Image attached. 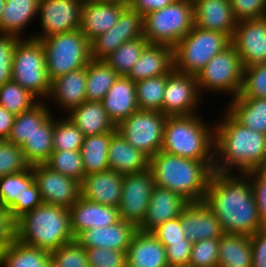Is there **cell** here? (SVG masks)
Instances as JSON below:
<instances>
[{
    "label": "cell",
    "mask_w": 266,
    "mask_h": 267,
    "mask_svg": "<svg viewBox=\"0 0 266 267\" xmlns=\"http://www.w3.org/2000/svg\"><path fill=\"white\" fill-rule=\"evenodd\" d=\"M204 202L220 221L224 234L251 236L264 228L248 173L214 171Z\"/></svg>",
    "instance_id": "6da1fadb"
},
{
    "label": "cell",
    "mask_w": 266,
    "mask_h": 267,
    "mask_svg": "<svg viewBox=\"0 0 266 267\" xmlns=\"http://www.w3.org/2000/svg\"><path fill=\"white\" fill-rule=\"evenodd\" d=\"M215 123L213 171L243 172L266 167V134L242 126L223 109Z\"/></svg>",
    "instance_id": "7a4b0ae2"
},
{
    "label": "cell",
    "mask_w": 266,
    "mask_h": 267,
    "mask_svg": "<svg viewBox=\"0 0 266 267\" xmlns=\"http://www.w3.org/2000/svg\"><path fill=\"white\" fill-rule=\"evenodd\" d=\"M155 186L171 190L189 202L204 201L213 170L203 161L171 155L163 151L149 158Z\"/></svg>",
    "instance_id": "3957f363"
},
{
    "label": "cell",
    "mask_w": 266,
    "mask_h": 267,
    "mask_svg": "<svg viewBox=\"0 0 266 267\" xmlns=\"http://www.w3.org/2000/svg\"><path fill=\"white\" fill-rule=\"evenodd\" d=\"M202 115L168 116L160 151L203 161L213 170L215 123L210 124Z\"/></svg>",
    "instance_id": "277c9868"
},
{
    "label": "cell",
    "mask_w": 266,
    "mask_h": 267,
    "mask_svg": "<svg viewBox=\"0 0 266 267\" xmlns=\"http://www.w3.org/2000/svg\"><path fill=\"white\" fill-rule=\"evenodd\" d=\"M16 239L48 252L75 240L70 229V210L42 203L16 221Z\"/></svg>",
    "instance_id": "5b68a950"
},
{
    "label": "cell",
    "mask_w": 266,
    "mask_h": 267,
    "mask_svg": "<svg viewBox=\"0 0 266 267\" xmlns=\"http://www.w3.org/2000/svg\"><path fill=\"white\" fill-rule=\"evenodd\" d=\"M11 80L25 88L39 101H47L51 92L45 53L40 40L19 39L12 58Z\"/></svg>",
    "instance_id": "8992f818"
},
{
    "label": "cell",
    "mask_w": 266,
    "mask_h": 267,
    "mask_svg": "<svg viewBox=\"0 0 266 267\" xmlns=\"http://www.w3.org/2000/svg\"><path fill=\"white\" fill-rule=\"evenodd\" d=\"M194 25V7L191 0H177L143 16L144 38L150 44H163L174 48Z\"/></svg>",
    "instance_id": "52a82bcc"
},
{
    "label": "cell",
    "mask_w": 266,
    "mask_h": 267,
    "mask_svg": "<svg viewBox=\"0 0 266 267\" xmlns=\"http://www.w3.org/2000/svg\"><path fill=\"white\" fill-rule=\"evenodd\" d=\"M43 44L50 81L84 68L92 60L90 41L80 29L39 39Z\"/></svg>",
    "instance_id": "ba28073f"
},
{
    "label": "cell",
    "mask_w": 266,
    "mask_h": 267,
    "mask_svg": "<svg viewBox=\"0 0 266 267\" xmlns=\"http://www.w3.org/2000/svg\"><path fill=\"white\" fill-rule=\"evenodd\" d=\"M230 44L227 35L194 25L174 47V69L181 73L197 75L210 59Z\"/></svg>",
    "instance_id": "9c48e42d"
},
{
    "label": "cell",
    "mask_w": 266,
    "mask_h": 267,
    "mask_svg": "<svg viewBox=\"0 0 266 267\" xmlns=\"http://www.w3.org/2000/svg\"><path fill=\"white\" fill-rule=\"evenodd\" d=\"M243 70L241 58L230 44L196 75L202 97L209 92L226 94L230 99L237 97L241 91Z\"/></svg>",
    "instance_id": "30bf717a"
},
{
    "label": "cell",
    "mask_w": 266,
    "mask_h": 267,
    "mask_svg": "<svg viewBox=\"0 0 266 267\" xmlns=\"http://www.w3.org/2000/svg\"><path fill=\"white\" fill-rule=\"evenodd\" d=\"M167 117L162 112L139 109L116 129L130 145L151 158L161 150Z\"/></svg>",
    "instance_id": "8fae6325"
},
{
    "label": "cell",
    "mask_w": 266,
    "mask_h": 267,
    "mask_svg": "<svg viewBox=\"0 0 266 267\" xmlns=\"http://www.w3.org/2000/svg\"><path fill=\"white\" fill-rule=\"evenodd\" d=\"M42 203L32 166L0 177V206L6 207L15 221Z\"/></svg>",
    "instance_id": "7c38bea8"
},
{
    "label": "cell",
    "mask_w": 266,
    "mask_h": 267,
    "mask_svg": "<svg viewBox=\"0 0 266 267\" xmlns=\"http://www.w3.org/2000/svg\"><path fill=\"white\" fill-rule=\"evenodd\" d=\"M203 100L196 75L181 73L175 69L166 75L162 103L164 115L188 116L199 113Z\"/></svg>",
    "instance_id": "4fadbf2b"
},
{
    "label": "cell",
    "mask_w": 266,
    "mask_h": 267,
    "mask_svg": "<svg viewBox=\"0 0 266 267\" xmlns=\"http://www.w3.org/2000/svg\"><path fill=\"white\" fill-rule=\"evenodd\" d=\"M83 1L40 0L37 22L41 33L34 32L31 38L39 40L79 29Z\"/></svg>",
    "instance_id": "5bb4252c"
},
{
    "label": "cell",
    "mask_w": 266,
    "mask_h": 267,
    "mask_svg": "<svg viewBox=\"0 0 266 267\" xmlns=\"http://www.w3.org/2000/svg\"><path fill=\"white\" fill-rule=\"evenodd\" d=\"M154 186V178L149 169L144 172L125 174L118 206L120 219L138 227L146 215Z\"/></svg>",
    "instance_id": "9a60e30c"
},
{
    "label": "cell",
    "mask_w": 266,
    "mask_h": 267,
    "mask_svg": "<svg viewBox=\"0 0 266 267\" xmlns=\"http://www.w3.org/2000/svg\"><path fill=\"white\" fill-rule=\"evenodd\" d=\"M142 37L143 16L128 5L112 28L90 41L91 58L104 60L123 43Z\"/></svg>",
    "instance_id": "2e32d148"
},
{
    "label": "cell",
    "mask_w": 266,
    "mask_h": 267,
    "mask_svg": "<svg viewBox=\"0 0 266 267\" xmlns=\"http://www.w3.org/2000/svg\"><path fill=\"white\" fill-rule=\"evenodd\" d=\"M230 41L244 68L266 63V17L238 21Z\"/></svg>",
    "instance_id": "e0dca14e"
},
{
    "label": "cell",
    "mask_w": 266,
    "mask_h": 267,
    "mask_svg": "<svg viewBox=\"0 0 266 267\" xmlns=\"http://www.w3.org/2000/svg\"><path fill=\"white\" fill-rule=\"evenodd\" d=\"M43 203L69 209L81 196L80 182L45 164L32 166Z\"/></svg>",
    "instance_id": "ac0fdd59"
},
{
    "label": "cell",
    "mask_w": 266,
    "mask_h": 267,
    "mask_svg": "<svg viewBox=\"0 0 266 267\" xmlns=\"http://www.w3.org/2000/svg\"><path fill=\"white\" fill-rule=\"evenodd\" d=\"M182 231L193 243L220 238L224 232L216 215L204 201L189 202L180 214Z\"/></svg>",
    "instance_id": "d6986e66"
},
{
    "label": "cell",
    "mask_w": 266,
    "mask_h": 267,
    "mask_svg": "<svg viewBox=\"0 0 266 267\" xmlns=\"http://www.w3.org/2000/svg\"><path fill=\"white\" fill-rule=\"evenodd\" d=\"M127 6V2L84 0L81 10L80 31L89 41H92L98 35L112 28Z\"/></svg>",
    "instance_id": "ffe728a7"
},
{
    "label": "cell",
    "mask_w": 266,
    "mask_h": 267,
    "mask_svg": "<svg viewBox=\"0 0 266 267\" xmlns=\"http://www.w3.org/2000/svg\"><path fill=\"white\" fill-rule=\"evenodd\" d=\"M189 203L181 195L160 186H154L143 222L137 230L152 232L168 220L180 217L183 208Z\"/></svg>",
    "instance_id": "44dd1931"
},
{
    "label": "cell",
    "mask_w": 266,
    "mask_h": 267,
    "mask_svg": "<svg viewBox=\"0 0 266 267\" xmlns=\"http://www.w3.org/2000/svg\"><path fill=\"white\" fill-rule=\"evenodd\" d=\"M69 210L70 229L75 238L84 230L110 226L120 220L118 208L89 201L82 196Z\"/></svg>",
    "instance_id": "7402d4cb"
},
{
    "label": "cell",
    "mask_w": 266,
    "mask_h": 267,
    "mask_svg": "<svg viewBox=\"0 0 266 267\" xmlns=\"http://www.w3.org/2000/svg\"><path fill=\"white\" fill-rule=\"evenodd\" d=\"M137 227L122 219L115 224L84 230L75 240L85 249L106 248L115 251H127Z\"/></svg>",
    "instance_id": "603a6c76"
},
{
    "label": "cell",
    "mask_w": 266,
    "mask_h": 267,
    "mask_svg": "<svg viewBox=\"0 0 266 267\" xmlns=\"http://www.w3.org/2000/svg\"><path fill=\"white\" fill-rule=\"evenodd\" d=\"M123 179L124 174L112 169L86 175L80 183L81 196L89 201L118 208Z\"/></svg>",
    "instance_id": "cb8c5ba5"
},
{
    "label": "cell",
    "mask_w": 266,
    "mask_h": 267,
    "mask_svg": "<svg viewBox=\"0 0 266 267\" xmlns=\"http://www.w3.org/2000/svg\"><path fill=\"white\" fill-rule=\"evenodd\" d=\"M193 7L195 26L221 32L231 39L238 20L229 0H196Z\"/></svg>",
    "instance_id": "d4e9b609"
},
{
    "label": "cell",
    "mask_w": 266,
    "mask_h": 267,
    "mask_svg": "<svg viewBox=\"0 0 266 267\" xmlns=\"http://www.w3.org/2000/svg\"><path fill=\"white\" fill-rule=\"evenodd\" d=\"M54 108L68 113L86 101V67L71 71L51 82V92L47 99ZM51 100V101H50ZM54 102V103H53Z\"/></svg>",
    "instance_id": "484cf974"
},
{
    "label": "cell",
    "mask_w": 266,
    "mask_h": 267,
    "mask_svg": "<svg viewBox=\"0 0 266 267\" xmlns=\"http://www.w3.org/2000/svg\"><path fill=\"white\" fill-rule=\"evenodd\" d=\"M174 69V48L163 44H148L126 77L134 82L167 75Z\"/></svg>",
    "instance_id": "4316f807"
},
{
    "label": "cell",
    "mask_w": 266,
    "mask_h": 267,
    "mask_svg": "<svg viewBox=\"0 0 266 267\" xmlns=\"http://www.w3.org/2000/svg\"><path fill=\"white\" fill-rule=\"evenodd\" d=\"M106 113L115 126L139 110L135 82L119 76L101 101Z\"/></svg>",
    "instance_id": "83f0119b"
},
{
    "label": "cell",
    "mask_w": 266,
    "mask_h": 267,
    "mask_svg": "<svg viewBox=\"0 0 266 267\" xmlns=\"http://www.w3.org/2000/svg\"><path fill=\"white\" fill-rule=\"evenodd\" d=\"M126 253L127 267H169L165 247L151 232L137 230Z\"/></svg>",
    "instance_id": "f1b7e54d"
},
{
    "label": "cell",
    "mask_w": 266,
    "mask_h": 267,
    "mask_svg": "<svg viewBox=\"0 0 266 267\" xmlns=\"http://www.w3.org/2000/svg\"><path fill=\"white\" fill-rule=\"evenodd\" d=\"M40 0H6L0 19V34L30 39L24 32L37 20ZM24 31V32H23Z\"/></svg>",
    "instance_id": "f546056e"
},
{
    "label": "cell",
    "mask_w": 266,
    "mask_h": 267,
    "mask_svg": "<svg viewBox=\"0 0 266 267\" xmlns=\"http://www.w3.org/2000/svg\"><path fill=\"white\" fill-rule=\"evenodd\" d=\"M108 161L109 169L124 175L149 169V157L130 145L118 131L111 137Z\"/></svg>",
    "instance_id": "4dcf8cb0"
},
{
    "label": "cell",
    "mask_w": 266,
    "mask_h": 267,
    "mask_svg": "<svg viewBox=\"0 0 266 267\" xmlns=\"http://www.w3.org/2000/svg\"><path fill=\"white\" fill-rule=\"evenodd\" d=\"M66 116L82 131L84 136L117 132L101 102L85 101L70 110Z\"/></svg>",
    "instance_id": "1f68e13d"
},
{
    "label": "cell",
    "mask_w": 266,
    "mask_h": 267,
    "mask_svg": "<svg viewBox=\"0 0 266 267\" xmlns=\"http://www.w3.org/2000/svg\"><path fill=\"white\" fill-rule=\"evenodd\" d=\"M225 110L242 126L266 134V98H233Z\"/></svg>",
    "instance_id": "d6a6232c"
},
{
    "label": "cell",
    "mask_w": 266,
    "mask_h": 267,
    "mask_svg": "<svg viewBox=\"0 0 266 267\" xmlns=\"http://www.w3.org/2000/svg\"><path fill=\"white\" fill-rule=\"evenodd\" d=\"M218 267H252L250 236L223 234L219 238Z\"/></svg>",
    "instance_id": "836d02e7"
},
{
    "label": "cell",
    "mask_w": 266,
    "mask_h": 267,
    "mask_svg": "<svg viewBox=\"0 0 266 267\" xmlns=\"http://www.w3.org/2000/svg\"><path fill=\"white\" fill-rule=\"evenodd\" d=\"M0 267H52L50 252L15 239L1 250Z\"/></svg>",
    "instance_id": "e575fe53"
},
{
    "label": "cell",
    "mask_w": 266,
    "mask_h": 267,
    "mask_svg": "<svg viewBox=\"0 0 266 267\" xmlns=\"http://www.w3.org/2000/svg\"><path fill=\"white\" fill-rule=\"evenodd\" d=\"M54 113L41 123L29 139L21 146L31 166L45 164L53 149Z\"/></svg>",
    "instance_id": "d590c367"
},
{
    "label": "cell",
    "mask_w": 266,
    "mask_h": 267,
    "mask_svg": "<svg viewBox=\"0 0 266 267\" xmlns=\"http://www.w3.org/2000/svg\"><path fill=\"white\" fill-rule=\"evenodd\" d=\"M115 133L108 132L84 137L80 151L85 176L109 169L108 151L111 137Z\"/></svg>",
    "instance_id": "8d00e7d4"
},
{
    "label": "cell",
    "mask_w": 266,
    "mask_h": 267,
    "mask_svg": "<svg viewBox=\"0 0 266 267\" xmlns=\"http://www.w3.org/2000/svg\"><path fill=\"white\" fill-rule=\"evenodd\" d=\"M50 108L54 110L47 101H40L30 110L15 115L7 141L21 147L41 123L52 113L55 114Z\"/></svg>",
    "instance_id": "74e56055"
},
{
    "label": "cell",
    "mask_w": 266,
    "mask_h": 267,
    "mask_svg": "<svg viewBox=\"0 0 266 267\" xmlns=\"http://www.w3.org/2000/svg\"><path fill=\"white\" fill-rule=\"evenodd\" d=\"M120 75L104 60L86 66V101L101 102Z\"/></svg>",
    "instance_id": "f35d334b"
},
{
    "label": "cell",
    "mask_w": 266,
    "mask_h": 267,
    "mask_svg": "<svg viewBox=\"0 0 266 267\" xmlns=\"http://www.w3.org/2000/svg\"><path fill=\"white\" fill-rule=\"evenodd\" d=\"M135 84L139 109L162 112L166 75L151 77Z\"/></svg>",
    "instance_id": "ab89813d"
},
{
    "label": "cell",
    "mask_w": 266,
    "mask_h": 267,
    "mask_svg": "<svg viewBox=\"0 0 266 267\" xmlns=\"http://www.w3.org/2000/svg\"><path fill=\"white\" fill-rule=\"evenodd\" d=\"M148 44L149 42L144 37L125 42L104 61L120 76H126Z\"/></svg>",
    "instance_id": "60d3db41"
},
{
    "label": "cell",
    "mask_w": 266,
    "mask_h": 267,
    "mask_svg": "<svg viewBox=\"0 0 266 267\" xmlns=\"http://www.w3.org/2000/svg\"><path fill=\"white\" fill-rule=\"evenodd\" d=\"M39 102L34 95L12 80L0 87V105L14 115L30 110Z\"/></svg>",
    "instance_id": "b9f144b4"
},
{
    "label": "cell",
    "mask_w": 266,
    "mask_h": 267,
    "mask_svg": "<svg viewBox=\"0 0 266 267\" xmlns=\"http://www.w3.org/2000/svg\"><path fill=\"white\" fill-rule=\"evenodd\" d=\"M61 117L59 119L54 115L53 149L81 150L84 134L65 114Z\"/></svg>",
    "instance_id": "7bdbcfd3"
},
{
    "label": "cell",
    "mask_w": 266,
    "mask_h": 267,
    "mask_svg": "<svg viewBox=\"0 0 266 267\" xmlns=\"http://www.w3.org/2000/svg\"><path fill=\"white\" fill-rule=\"evenodd\" d=\"M45 165L53 171L62 173L64 176L71 177L80 183L85 177L80 150H54Z\"/></svg>",
    "instance_id": "ee69618b"
},
{
    "label": "cell",
    "mask_w": 266,
    "mask_h": 267,
    "mask_svg": "<svg viewBox=\"0 0 266 267\" xmlns=\"http://www.w3.org/2000/svg\"><path fill=\"white\" fill-rule=\"evenodd\" d=\"M235 98H266V63L244 68L241 91Z\"/></svg>",
    "instance_id": "f6af8a7d"
},
{
    "label": "cell",
    "mask_w": 266,
    "mask_h": 267,
    "mask_svg": "<svg viewBox=\"0 0 266 267\" xmlns=\"http://www.w3.org/2000/svg\"><path fill=\"white\" fill-rule=\"evenodd\" d=\"M52 267H90L86 249L76 240L50 252Z\"/></svg>",
    "instance_id": "bcb514c9"
},
{
    "label": "cell",
    "mask_w": 266,
    "mask_h": 267,
    "mask_svg": "<svg viewBox=\"0 0 266 267\" xmlns=\"http://www.w3.org/2000/svg\"><path fill=\"white\" fill-rule=\"evenodd\" d=\"M30 167L20 146L8 141L0 146V177L25 171Z\"/></svg>",
    "instance_id": "7dc6e473"
},
{
    "label": "cell",
    "mask_w": 266,
    "mask_h": 267,
    "mask_svg": "<svg viewBox=\"0 0 266 267\" xmlns=\"http://www.w3.org/2000/svg\"><path fill=\"white\" fill-rule=\"evenodd\" d=\"M219 238L193 243L189 267H218Z\"/></svg>",
    "instance_id": "c3c4849f"
},
{
    "label": "cell",
    "mask_w": 266,
    "mask_h": 267,
    "mask_svg": "<svg viewBox=\"0 0 266 267\" xmlns=\"http://www.w3.org/2000/svg\"><path fill=\"white\" fill-rule=\"evenodd\" d=\"M126 252L98 247L86 249L90 267H127Z\"/></svg>",
    "instance_id": "681fc988"
},
{
    "label": "cell",
    "mask_w": 266,
    "mask_h": 267,
    "mask_svg": "<svg viewBox=\"0 0 266 267\" xmlns=\"http://www.w3.org/2000/svg\"><path fill=\"white\" fill-rule=\"evenodd\" d=\"M18 37L0 34V87L11 80L12 58Z\"/></svg>",
    "instance_id": "f907efd6"
},
{
    "label": "cell",
    "mask_w": 266,
    "mask_h": 267,
    "mask_svg": "<svg viewBox=\"0 0 266 267\" xmlns=\"http://www.w3.org/2000/svg\"><path fill=\"white\" fill-rule=\"evenodd\" d=\"M235 18L240 20L266 17V0H229Z\"/></svg>",
    "instance_id": "816d5d0a"
},
{
    "label": "cell",
    "mask_w": 266,
    "mask_h": 267,
    "mask_svg": "<svg viewBox=\"0 0 266 267\" xmlns=\"http://www.w3.org/2000/svg\"><path fill=\"white\" fill-rule=\"evenodd\" d=\"M193 242L187 238L183 241L170 242L165 247L169 267H189Z\"/></svg>",
    "instance_id": "f5cc1de1"
},
{
    "label": "cell",
    "mask_w": 266,
    "mask_h": 267,
    "mask_svg": "<svg viewBox=\"0 0 266 267\" xmlns=\"http://www.w3.org/2000/svg\"><path fill=\"white\" fill-rule=\"evenodd\" d=\"M247 173L251 177L253 193L261 223L266 227V167Z\"/></svg>",
    "instance_id": "db71d44e"
},
{
    "label": "cell",
    "mask_w": 266,
    "mask_h": 267,
    "mask_svg": "<svg viewBox=\"0 0 266 267\" xmlns=\"http://www.w3.org/2000/svg\"><path fill=\"white\" fill-rule=\"evenodd\" d=\"M151 233L164 247L170 245V242L183 241V238H186L185 233L182 231L180 217L164 222Z\"/></svg>",
    "instance_id": "11a10c76"
},
{
    "label": "cell",
    "mask_w": 266,
    "mask_h": 267,
    "mask_svg": "<svg viewBox=\"0 0 266 267\" xmlns=\"http://www.w3.org/2000/svg\"><path fill=\"white\" fill-rule=\"evenodd\" d=\"M16 239V221L11 212L0 206V249H5Z\"/></svg>",
    "instance_id": "9f6ffc18"
},
{
    "label": "cell",
    "mask_w": 266,
    "mask_h": 267,
    "mask_svg": "<svg viewBox=\"0 0 266 267\" xmlns=\"http://www.w3.org/2000/svg\"><path fill=\"white\" fill-rule=\"evenodd\" d=\"M252 267H266V227L250 236Z\"/></svg>",
    "instance_id": "6f0895ef"
},
{
    "label": "cell",
    "mask_w": 266,
    "mask_h": 267,
    "mask_svg": "<svg viewBox=\"0 0 266 267\" xmlns=\"http://www.w3.org/2000/svg\"><path fill=\"white\" fill-rule=\"evenodd\" d=\"M177 0H129L128 5L142 16L147 13L160 10Z\"/></svg>",
    "instance_id": "680465c9"
},
{
    "label": "cell",
    "mask_w": 266,
    "mask_h": 267,
    "mask_svg": "<svg viewBox=\"0 0 266 267\" xmlns=\"http://www.w3.org/2000/svg\"><path fill=\"white\" fill-rule=\"evenodd\" d=\"M15 115L0 105V136L9 138Z\"/></svg>",
    "instance_id": "91938a15"
},
{
    "label": "cell",
    "mask_w": 266,
    "mask_h": 267,
    "mask_svg": "<svg viewBox=\"0 0 266 267\" xmlns=\"http://www.w3.org/2000/svg\"><path fill=\"white\" fill-rule=\"evenodd\" d=\"M96 2H129V0H92Z\"/></svg>",
    "instance_id": "94428289"
},
{
    "label": "cell",
    "mask_w": 266,
    "mask_h": 267,
    "mask_svg": "<svg viewBox=\"0 0 266 267\" xmlns=\"http://www.w3.org/2000/svg\"><path fill=\"white\" fill-rule=\"evenodd\" d=\"M5 4H6V0H0V19H1L3 8H4Z\"/></svg>",
    "instance_id": "6125c7cd"
},
{
    "label": "cell",
    "mask_w": 266,
    "mask_h": 267,
    "mask_svg": "<svg viewBox=\"0 0 266 267\" xmlns=\"http://www.w3.org/2000/svg\"><path fill=\"white\" fill-rule=\"evenodd\" d=\"M7 141L5 138H3L2 136H0V146Z\"/></svg>",
    "instance_id": "be15d7a7"
}]
</instances>
